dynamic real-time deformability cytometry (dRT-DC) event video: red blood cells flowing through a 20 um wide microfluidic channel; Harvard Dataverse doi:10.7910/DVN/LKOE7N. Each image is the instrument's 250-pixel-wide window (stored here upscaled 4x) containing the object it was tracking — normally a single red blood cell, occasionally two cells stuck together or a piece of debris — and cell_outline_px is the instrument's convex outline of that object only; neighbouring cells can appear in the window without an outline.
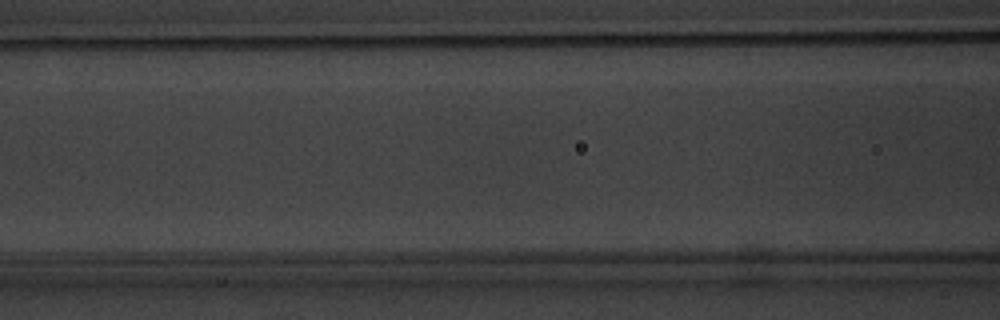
{"species": "common noctule bat (a hibernating species)", "species_latin": "Nyctalus noctula", "temperature_condition": "warm", "stored_images_in_passage": 4, "segment_of_instrument_passage": [2, 2], "camera_frame_rate_fps": 3000, "um_per_image_px": 0.085, "animal": {"sex": "male", "body_mass_g": 20.1, "forearm_length_mm": 53.5}, "frame": {"image": 1, "passage_image": 4, "time_ms": 3.667, "image_size_px": [1000, 320], "cell_outline_px": [[916, 188], [900, 204], [868, 208], [840, 208], [828, 188], [900, 184], [904, 184]], "centroid_in_image_um": [74.03, 16.63], "position_along_channel_um": 92.6, "area_um2": 11.33}}